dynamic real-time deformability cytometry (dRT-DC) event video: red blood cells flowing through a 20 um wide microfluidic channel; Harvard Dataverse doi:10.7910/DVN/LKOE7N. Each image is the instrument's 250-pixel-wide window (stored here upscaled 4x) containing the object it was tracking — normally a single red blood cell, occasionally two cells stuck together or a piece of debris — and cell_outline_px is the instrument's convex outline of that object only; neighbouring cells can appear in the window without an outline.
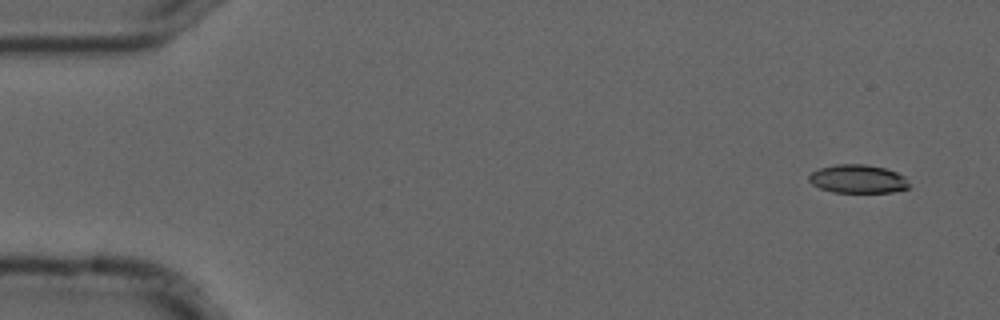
{"species": "common noctule bat (a hibernating species)", "species_latin": "Nyctalus noctula", "temperature_condition": "cold", "stored_images_in_passage": 5, "camera_frame_rate_fps": 3000, "um_per_image_px": 0.085, "animal": {"sex": "male", "forearm_length_mm": 52.5}, "frame": {"image": 1, "passage_image": 1, "time_ms": 0.0, "image_size_px": [1000, 320], "cell_outline_px": [[908, 188], [892, 192], [832, 192], [820, 188], [812, 184], [808, 180], [808, 176], [812, 172], [820, 168], [836, 164], [864, 164], [884, 168], [896, 172], [904, 176], [908, 184]], "centroid_in_image_um": [72.88, 15.21], "position_along_channel_um": 12.1, "area_um2": 16.47}}
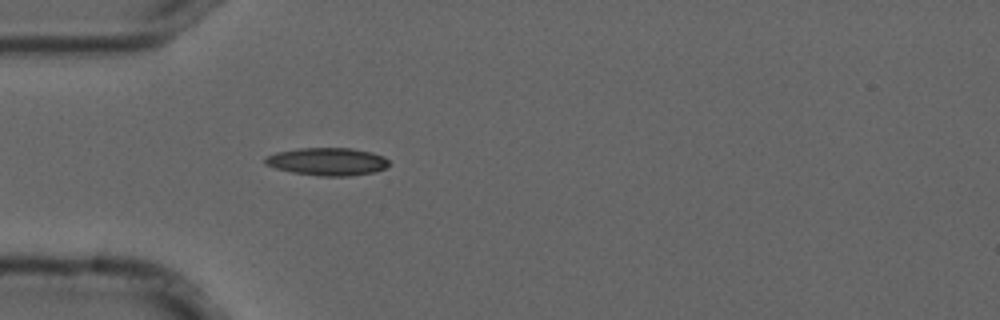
{"frame": {"image": 2, "passage_image": 5, "time_ms": 1.333, "image_size_px": [1000, 320], "cell_outline_px": [[392, 164], [384, 168], [372, 172], [348, 176], [320, 176], [292, 172], [276, 168], [264, 164], [264, 156], [276, 152], [296, 148], [352, 148], [372, 152], [384, 156]], "centroid_in_image_um": [27.81, 13.72], "position_along_channel_um": 57.2, "area_um2": 20.17}}